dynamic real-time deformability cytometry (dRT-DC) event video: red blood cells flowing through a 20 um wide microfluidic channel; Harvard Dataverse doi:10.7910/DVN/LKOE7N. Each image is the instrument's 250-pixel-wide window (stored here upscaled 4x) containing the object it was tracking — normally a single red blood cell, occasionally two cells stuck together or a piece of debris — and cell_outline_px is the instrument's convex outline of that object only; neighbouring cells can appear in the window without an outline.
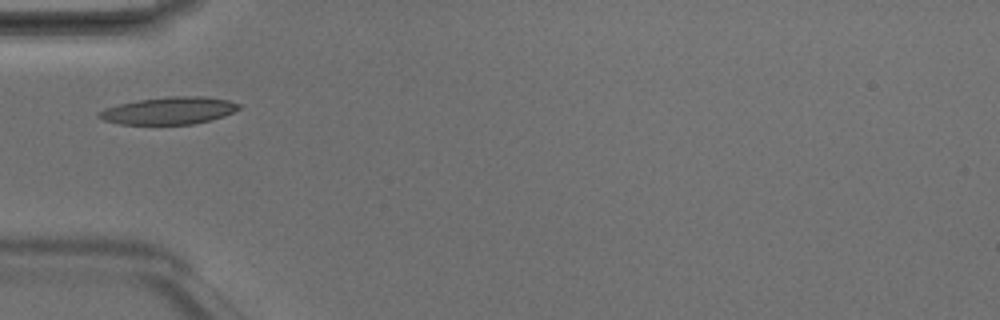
{"species": "Egyptian fruit bat (a non-hibernating species)", "species_latin": "Rousettus aegyptiacus", "temperature_condition": "room temperature", "stored_images_in_passage": 3, "camera_frame_rate_fps": 3000, "um_per_image_px": 0.085, "animal": {"sex": "male"}, "frame": {"image": 1, "passage_image": 2, "time_ms": 0.333, "image_size_px": [1000, 320], "cell_outline_px": [[240, 108], [224, 116], [212, 120], [192, 124], [120, 124], [104, 120], [96, 116], [96, 112], [104, 108], [120, 104], [140, 100], [172, 96], [204, 96], [228, 100], [240, 104]], "centroid_in_image_um": [14.36, 9.41], "position_along_channel_um": 70.6, "area_um2": 22.2}}